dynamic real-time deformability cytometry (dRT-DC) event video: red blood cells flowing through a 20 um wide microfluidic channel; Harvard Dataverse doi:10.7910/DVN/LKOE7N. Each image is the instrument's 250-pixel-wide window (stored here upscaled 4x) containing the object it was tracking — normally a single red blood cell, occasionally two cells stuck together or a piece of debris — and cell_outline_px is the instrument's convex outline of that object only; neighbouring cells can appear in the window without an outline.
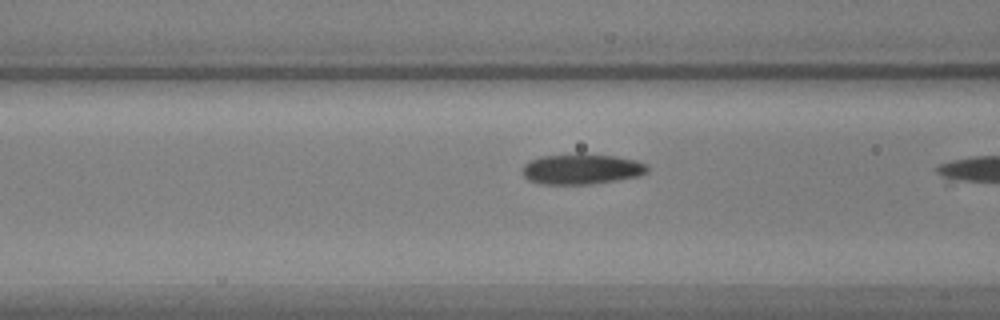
{"species": "common noctule bat (a hibernating species)", "species_latin": "Nyctalus noctula", "temperature_condition": "warm", "stored_images_in_passage": 5, "camera_frame_rate_fps": 3000, "um_per_image_px": 0.085, "animal": {"sex": "male", "body_mass_g": 17.9, "forearm_length_mm": 54.2}, "frame": {"image": 1, "passage_image": 4, "time_ms": 1.0, "image_size_px": [1000, 320], "cell_outline_px": [[648, 172], [640, 176], [616, 180], [588, 184], [540, 184], [528, 180], [520, 172], [520, 168], [524, 164], [540, 156], [580, 152], [616, 156], [636, 160], [648, 164]], "centroid_in_image_um": [49.41, 14.35], "position_along_channel_um": 117.2, "area_um2": 22.77}}